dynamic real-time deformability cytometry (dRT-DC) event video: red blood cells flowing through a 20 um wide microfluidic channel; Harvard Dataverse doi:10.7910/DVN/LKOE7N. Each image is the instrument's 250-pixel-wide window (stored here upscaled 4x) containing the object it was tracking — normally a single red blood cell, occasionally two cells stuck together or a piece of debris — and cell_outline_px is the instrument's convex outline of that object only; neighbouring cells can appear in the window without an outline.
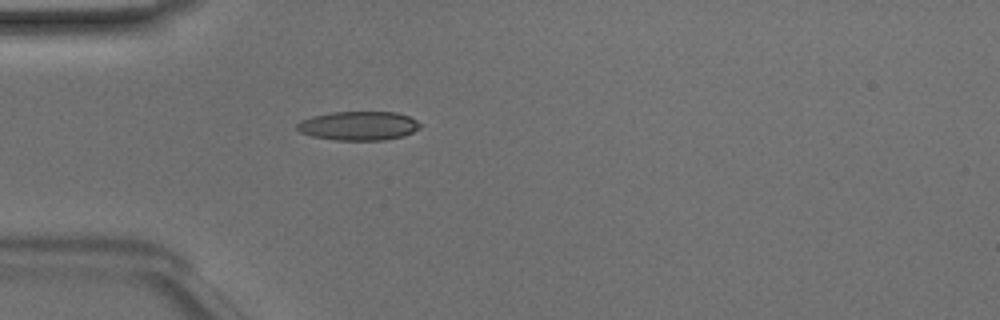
{"species": "Egyptian fruit bat (a non-hibernating species)", "species_latin": "Rousettus aegyptiacus", "temperature_condition": "room temperature", "stored_images_in_passage": 37, "camera_frame_rate_fps": 3000, "um_per_image_px": 0.085, "animal": {"sex": "male"}, "frame": {"image": 1, "passage_image": 3, "time_ms": 0.667, "image_size_px": [1000, 320], "cell_outline_px": [[420, 128], [404, 136], [384, 140], [336, 140], [312, 136], [300, 132], [296, 128], [296, 124], [300, 120], [312, 116], [332, 112], [396, 112], [408, 116], [416, 120], [420, 124]], "centroid_in_image_um": [30.46, 10.69], "position_along_channel_um": 54.5, "area_um2": 20.81}}
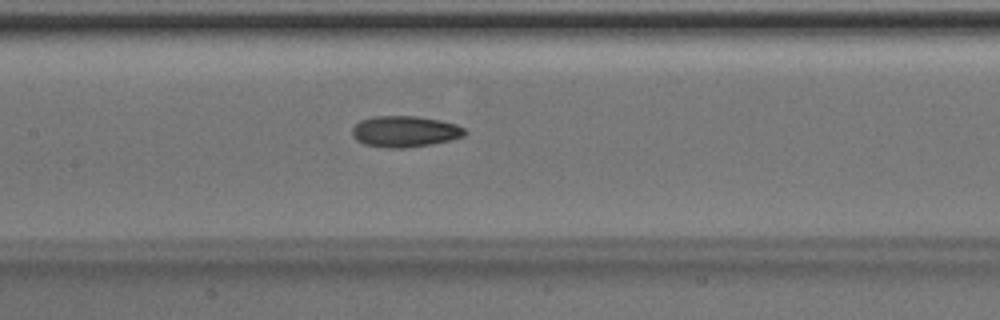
{"frame": {"image": 2, "passage_image": 12, "time_ms": 3.667, "image_size_px": [1000, 320], "cell_outline_px": [[468, 132], [464, 136], [432, 144], [404, 148], [388, 148], [364, 144], [356, 140], [352, 136], [352, 128], [360, 120], [372, 116], [416, 116], [440, 120], [456, 124], [464, 128]], "centroid_in_image_um": [34.4, 11.17], "position_along_channel_um": 173.0, "area_um2": 20.52}}
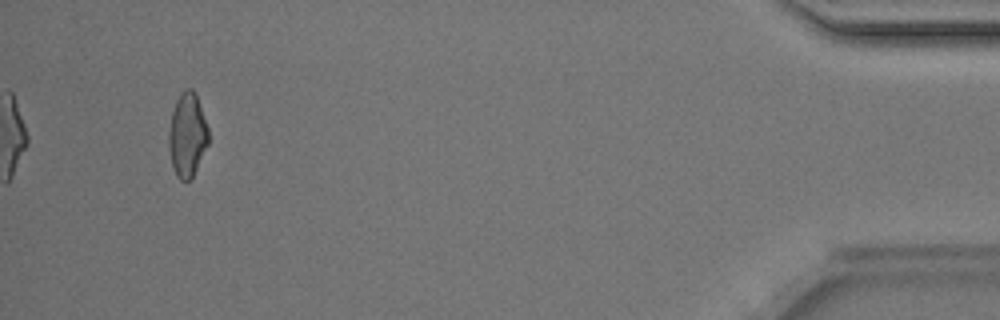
{"frame": {"image": 3, "passage_image": 35, "time_ms": 11.333, "image_size_px": [1000, 320], "cell_outline_px": [[208, 144], [192, 176], [188, 180], [180, 180], [176, 176], [172, 164], [168, 148], [168, 132], [172, 112], [176, 100], [184, 88], [192, 88], [196, 92], [208, 128]], "centroid_in_image_um": [15.9, 11.42], "position_along_channel_um": 419.3, "area_um2": 19.36}, "authors_computed_cell_mechanics": {"area_um2": 19.8832, "velocity_mm_per_s": 4.1799, "shape_relaxation_time_tau1_ms": 4.8143, "shape_relaxation_time_tau2_ms": 2.9996, "deformation_change_tau1": 0.1368, "deformation_change_tau2": 0.0978}}